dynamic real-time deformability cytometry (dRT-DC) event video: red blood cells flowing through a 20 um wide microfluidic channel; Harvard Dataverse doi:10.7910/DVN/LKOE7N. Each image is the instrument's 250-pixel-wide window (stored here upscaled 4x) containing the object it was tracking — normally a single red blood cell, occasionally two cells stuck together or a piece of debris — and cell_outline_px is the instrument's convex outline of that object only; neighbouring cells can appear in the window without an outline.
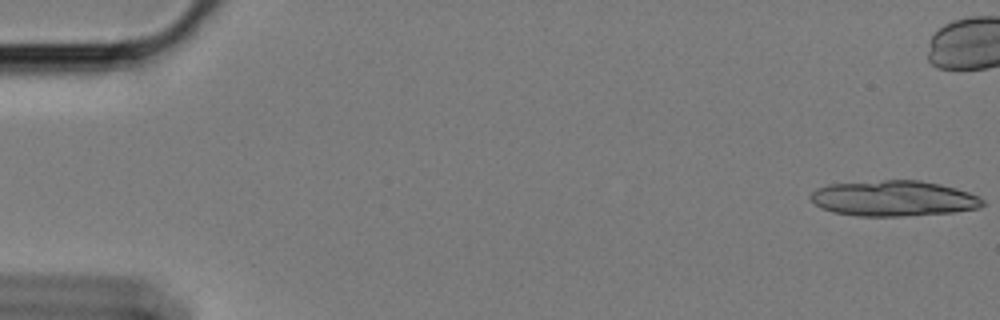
{"species": "Egyptian fruit bat (a non-hibernating species)", "species_latin": "Rousettus aegyptiacus", "temperature_condition": "cold", "stored_images_in_passage": 17, "camera_frame_rate_fps": 3000, "um_per_image_px": 0.085, "animal": {"sex": "female"}, "frame": {"image": 1, "passage_image": 1, "time_ms": 0.0, "image_size_px": [1000, 320], "cell_outline_px": [[984, 204], [980, 208], [952, 212], [900, 216], [856, 216], [832, 212], [820, 208], [808, 196], [816, 188], [828, 184], [884, 180], [920, 180], [940, 184], [956, 188], [968, 192], [984, 200]], "centroid_in_image_um": [75.92, 16.86], "position_along_channel_um": 9.1, "area_um2": 35.72}}